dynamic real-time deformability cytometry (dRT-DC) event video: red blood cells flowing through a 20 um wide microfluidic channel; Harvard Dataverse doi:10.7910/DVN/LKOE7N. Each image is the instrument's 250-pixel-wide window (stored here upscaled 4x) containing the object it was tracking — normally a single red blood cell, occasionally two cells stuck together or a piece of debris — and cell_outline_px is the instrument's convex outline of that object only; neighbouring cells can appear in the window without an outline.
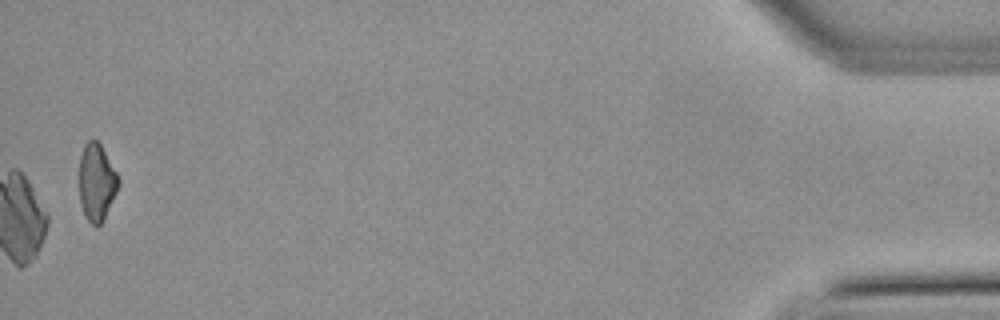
{"species": "common noctule bat (a hibernating species)", "species_latin": "Nyctalus noctula", "temperature_condition": "warm", "stored_images_in_passage": 54, "camera_frame_rate_fps": 3000, "um_per_image_px": 0.085, "animal": {"sex": "male", "body_mass_g": 21.5, "forearm_length_mm": 52.0}, "frame": {"image": 1, "passage_image": 54, "time_ms": 17.667, "image_size_px": [1000, 320], "cell_outline_px": [[120, 184], [104, 220], [96, 228], [84, 216], [80, 204], [80, 156], [84, 144], [88, 140], [96, 140], [100, 144], [116, 172], [120, 180]], "centroid_in_image_um": [8.21, 15.53], "position_along_channel_um": 427.0, "area_um2": 17.63}}